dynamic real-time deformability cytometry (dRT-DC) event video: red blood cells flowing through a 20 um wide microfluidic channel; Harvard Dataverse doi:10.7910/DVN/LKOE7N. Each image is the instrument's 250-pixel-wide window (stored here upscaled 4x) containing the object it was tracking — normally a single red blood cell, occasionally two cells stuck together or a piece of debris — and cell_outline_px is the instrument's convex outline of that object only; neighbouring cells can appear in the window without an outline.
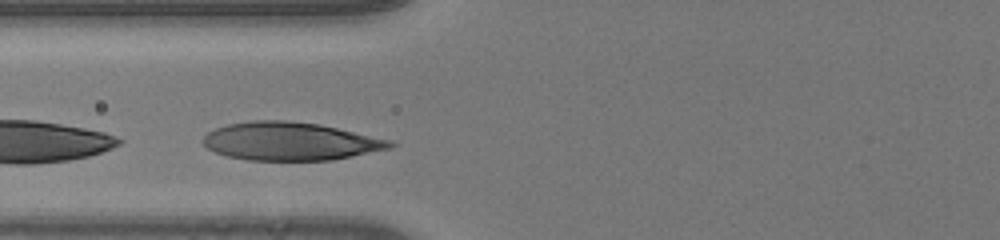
{"species": "human", "species_latin": "Homo sapiens", "temperature_condition": "room temperature", "stored_images_in_passage": 26, "camera_frame_rate_fps": 3000, "um_per_image_px": 0.085, "donor": {"sex": "male"}, "frame": {"image": 1, "passage_image": 6, "time_ms": 1.667, "image_size_px": [1000, 240], "cell_outline_px": [[396, 144], [392, 148], [332, 160], [248, 160], [228, 156], [216, 152], [208, 148], [200, 140], [208, 132], [216, 128], [228, 124], [252, 120], [284, 120], [320, 124], [392, 140]], "centroid_in_image_um": [24.68, 12.01], "position_along_channel_um": 101.1, "area_um2": 41.56}}
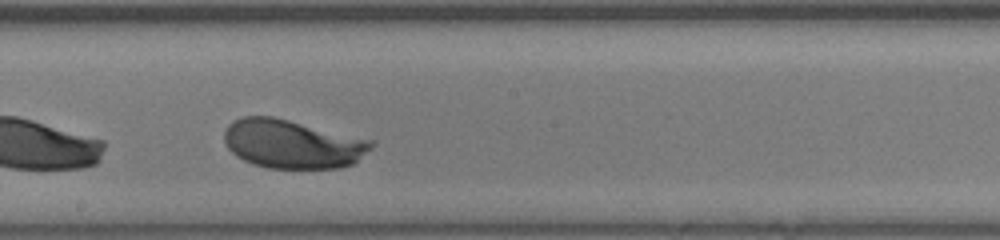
{"frame": {"image": 2, "passage_image": 15, "time_ms": 4.667, "image_size_px": [1000, 240], "cell_outline_px": [[376, 144], [372, 148], [352, 164], [340, 168], [268, 168], [252, 164], [236, 156], [228, 148], [224, 140], [224, 132], [228, 124], [232, 120], [244, 116], [272, 116], [372, 140]], "centroid_in_image_um": [24.82, 12.24], "position_along_channel_um": 223.4, "area_um2": 41.67}}
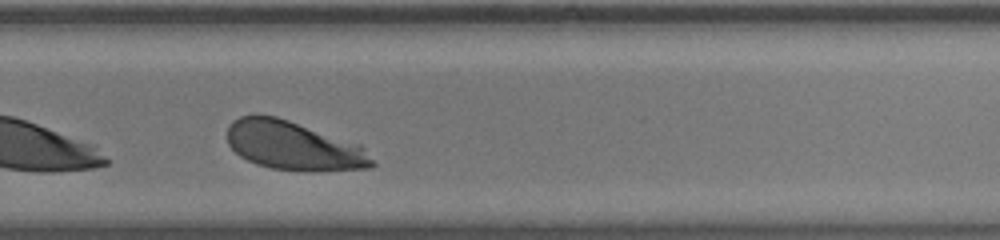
{"frame": {"image": 3, "passage_image": 21, "time_ms": 6.667, "image_size_px": [1000, 240], "cell_outline_px": [[376, 164], [372, 168], [312, 172], [304, 172], [272, 168], [256, 164], [240, 156], [228, 144], [228, 128], [232, 120], [240, 116], [276, 116], [360, 144], [364, 148]], "centroid_in_image_um": [24.98, 12.42], "position_along_channel_um": 304.8, "area_um2": 41.21}}